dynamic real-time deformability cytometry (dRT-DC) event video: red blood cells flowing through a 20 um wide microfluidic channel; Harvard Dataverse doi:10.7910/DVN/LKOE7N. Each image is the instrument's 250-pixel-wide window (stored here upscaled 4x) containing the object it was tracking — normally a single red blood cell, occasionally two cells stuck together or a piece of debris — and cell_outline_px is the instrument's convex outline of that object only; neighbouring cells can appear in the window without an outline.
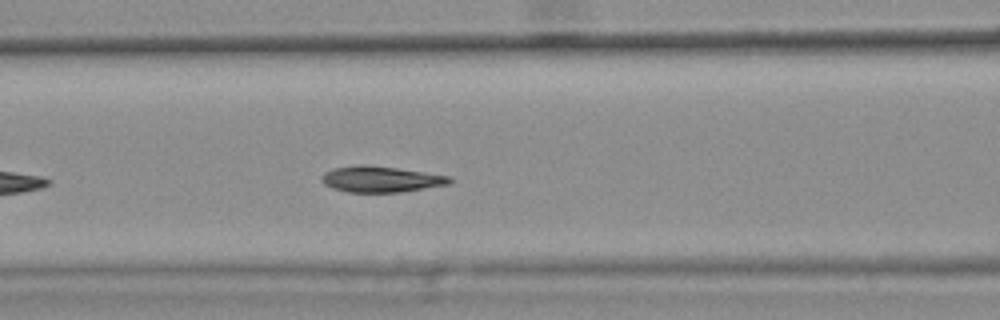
{"species": "common noctule bat (a hibernating species)", "species_latin": "Nyctalus noctula", "temperature_condition": "warm", "stored_images_in_passage": 31, "camera_frame_rate_fps": 3000, "um_per_image_px": 0.085, "animal": {"sex": "female", "body_mass_g": 25.1}, "frame": {"image": 1, "passage_image": 10, "time_ms": 3.0, "image_size_px": [1000, 320], "cell_outline_px": [[452, 180], [448, 184], [400, 192], [348, 192], [332, 188], [324, 184], [320, 180], [324, 172], [332, 168], [360, 164], [364, 164], [396, 168], [448, 176]], "centroid_in_image_um": [32.28, 15.23], "position_along_channel_um": 134.3, "area_um2": 19.19}, "authors_computed_cell_mechanics": {"area_um2": 19.8832, "velocity_mm_per_s": 3.7039, "shape_relaxation_time_tau1_ms": 4.7272, "shape_relaxation_time_tau2_ms": 1.6198, "deformation_change_tau1": 0.1602, "deformation_change_tau2": 0.068}}